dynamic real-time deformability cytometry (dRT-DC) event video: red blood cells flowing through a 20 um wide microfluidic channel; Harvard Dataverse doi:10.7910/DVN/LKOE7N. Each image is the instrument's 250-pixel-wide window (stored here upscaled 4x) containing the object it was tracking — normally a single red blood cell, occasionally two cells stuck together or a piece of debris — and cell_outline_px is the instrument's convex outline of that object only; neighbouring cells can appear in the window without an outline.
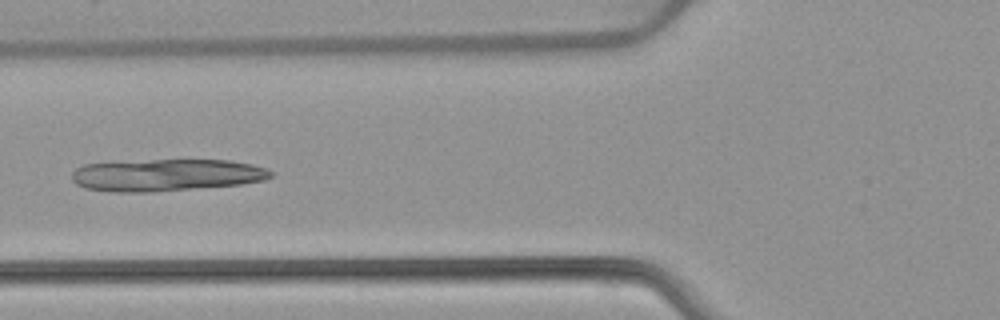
{"species": "common noctule bat (a hibernating species)", "species_latin": "Nyctalus noctula", "temperature_condition": "warm", "stored_images_in_passage": 40, "camera_frame_rate_fps": 3000, "um_per_image_px": 0.085, "animal": {"sex": "female", "body_mass_g": 22.7, "forearm_length_mm": 54.2}, "frame": {"image": 1, "passage_image": 11, "time_ms": 3.333, "image_size_px": [1000, 320], "cell_outline_px": [[276, 172], [272, 176], [264, 180], [240, 184], [152, 192], [112, 192], [84, 188], [76, 184], [72, 180], [72, 172], [76, 168], [84, 164], [112, 160], [228, 160], [252, 164]], "centroid_in_image_um": [14.07, 14.86], "position_along_channel_um": 111.7, "area_um2": 37.74}}
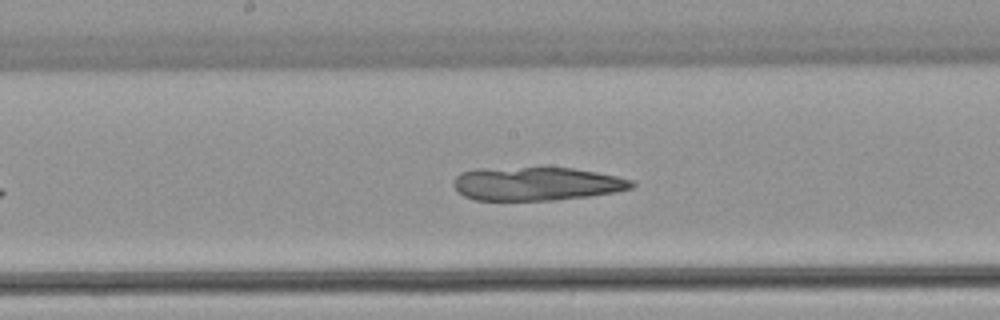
{"frame": {"image": 2, "passage_image": 18, "time_ms": 5.667, "image_size_px": [1000, 320], "cell_outline_px": [[636, 184], [632, 188], [616, 192], [588, 196], [556, 200], [476, 200], [464, 196], [452, 184], [456, 176], [460, 172], [476, 168], [540, 164], [572, 168], [596, 172], [616, 176], [632, 180]], "centroid_in_image_um": [45.57, 15.56], "position_along_channel_um": 202.6, "area_um2": 36.13}}
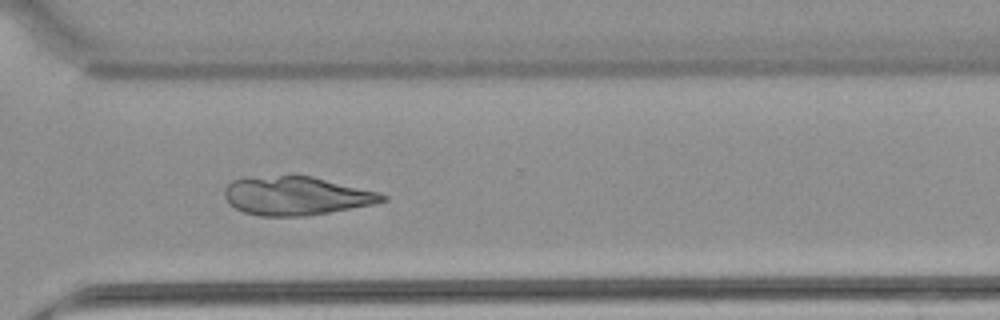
{"frame": {"image": 3, "passage_image": 29, "time_ms": 9.333, "image_size_px": [1000, 320], "cell_outline_px": [[388, 200], [376, 204], [308, 216], [260, 216], [244, 212], [228, 204], [224, 196], [224, 188], [232, 180], [244, 176], [312, 176], [380, 192], [388, 196]], "centroid_in_image_um": [25.18, 16.64], "position_along_channel_um": 345.4, "area_um2": 36.01}}